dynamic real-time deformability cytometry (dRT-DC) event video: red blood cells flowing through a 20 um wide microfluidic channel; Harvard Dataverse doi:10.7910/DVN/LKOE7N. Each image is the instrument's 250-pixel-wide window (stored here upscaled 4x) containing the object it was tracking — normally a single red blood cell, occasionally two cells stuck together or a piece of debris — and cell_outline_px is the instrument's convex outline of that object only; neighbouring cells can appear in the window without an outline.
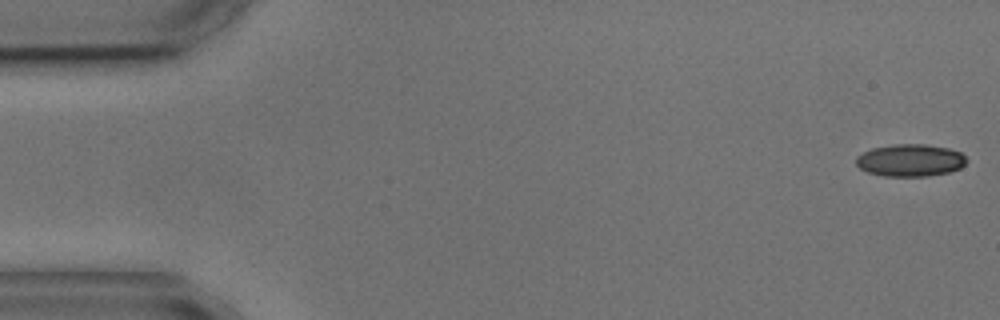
{"species": "common noctule bat (a hibernating species)", "species_latin": "Nyctalus noctula", "temperature_condition": "cold", "stored_images_in_passage": 4, "camera_frame_rate_fps": 3000, "um_per_image_px": 0.085, "animal": {"sex": "male", "body_mass_g": 17.9, "forearm_length_mm": 54.2}, "frame": {"image": 1, "passage_image": 1, "time_ms": 0.0, "image_size_px": [1000, 320], "cell_outline_px": [[968, 160], [960, 168], [948, 172], [928, 176], [884, 176], [868, 172], [860, 168], [856, 164], [856, 156], [872, 148], [892, 144], [924, 144], [948, 148], [960, 152]], "centroid_in_image_um": [77.36, 13.62], "position_along_channel_um": 7.6, "area_um2": 20.75}}
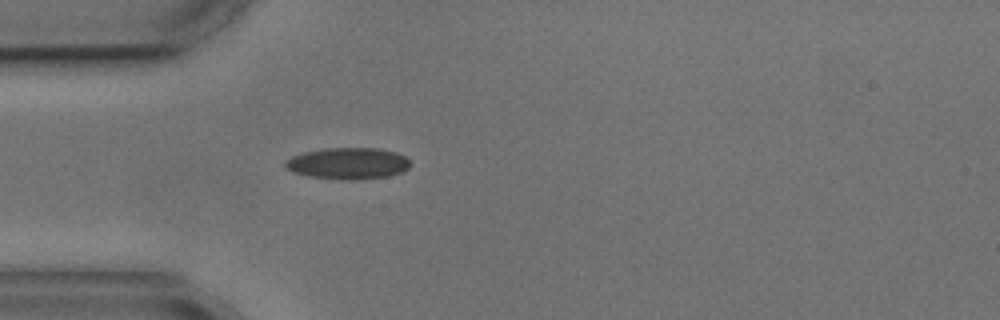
{"frame": {"image": 2, "passage_image": 4, "time_ms": 4.667, "image_size_px": [1000, 320], "cell_outline_px": [[408, 168], [400, 172], [388, 176], [356, 180], [340, 180], [308, 176], [292, 172], [284, 168], [284, 160], [292, 156], [304, 152], [324, 148], [380, 148], [396, 152], [404, 156], [408, 160]], "centroid_in_image_um": [29.51, 13.89], "position_along_channel_um": 55.5, "area_um2": 23.12}}